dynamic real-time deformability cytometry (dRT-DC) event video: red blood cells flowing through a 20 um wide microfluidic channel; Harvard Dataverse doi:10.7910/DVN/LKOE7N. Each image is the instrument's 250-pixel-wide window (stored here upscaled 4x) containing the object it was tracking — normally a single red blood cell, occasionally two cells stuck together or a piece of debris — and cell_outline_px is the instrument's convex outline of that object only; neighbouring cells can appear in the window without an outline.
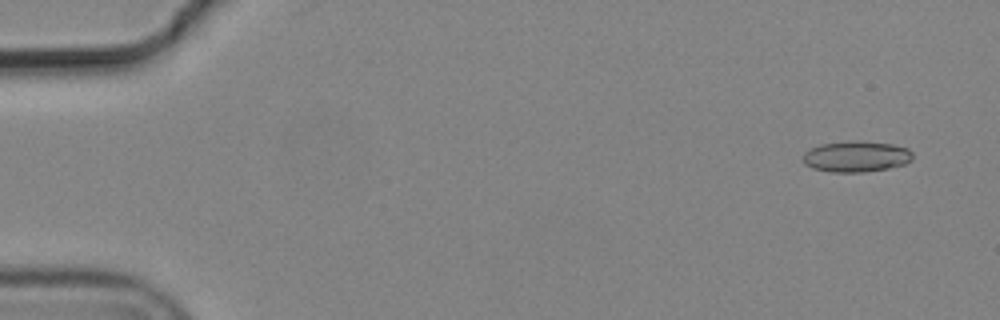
{"species": "common noctule bat (a hibernating species)", "species_latin": "Nyctalus noctula", "temperature_condition": "cold", "stored_images_in_passage": 4, "camera_frame_rate_fps": 3000, "um_per_image_px": 0.085, "animal": {"sex": "male", "body_mass_g": 19.2, "forearm_length_mm": 51.8}, "frame": {"image": 1, "passage_image": 2, "time_ms": 0.333, "image_size_px": [1000, 320], "cell_outline_px": [[912, 160], [904, 164], [888, 168], [864, 172], [832, 172], [812, 168], [804, 164], [804, 152], [820, 144], [852, 140], [860, 140], [892, 144], [908, 148], [912, 152]], "centroid_in_image_um": [72.78, 13.29], "position_along_channel_um": 12.2, "area_um2": 19.88}}